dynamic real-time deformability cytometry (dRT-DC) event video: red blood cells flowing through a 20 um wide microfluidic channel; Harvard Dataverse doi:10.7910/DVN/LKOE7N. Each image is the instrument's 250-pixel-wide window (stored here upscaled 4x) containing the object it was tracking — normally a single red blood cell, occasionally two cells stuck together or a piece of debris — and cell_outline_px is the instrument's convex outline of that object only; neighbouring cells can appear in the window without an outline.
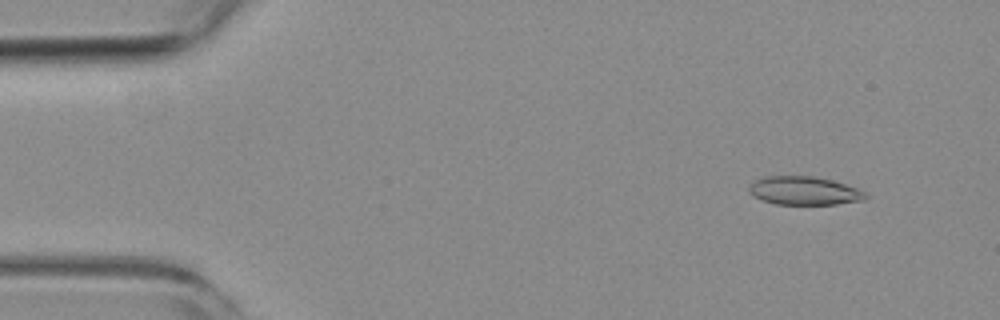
{"species": "common noctule bat (a hibernating species)", "species_latin": "Nyctalus noctula", "temperature_condition": "room temperature", "stored_images_in_passage": 50, "camera_frame_rate_fps": 3000, "um_per_image_px": 0.085, "animal": {"sex": "female", "body_mass_g": 19.3, "forearm_length_mm": 54.1}, "frame": {"image": 1, "passage_image": 1, "time_ms": 0.0, "image_size_px": [1000, 320], "cell_outline_px": [[868, 196], [864, 200], [836, 204], [776, 204], [764, 200], [748, 192], [748, 188], [756, 180], [764, 176], [812, 176], [832, 180], [856, 188], [864, 192]], "centroid_in_image_um": [68.36, 16.21], "position_along_channel_um": 16.6, "area_um2": 19.02}}
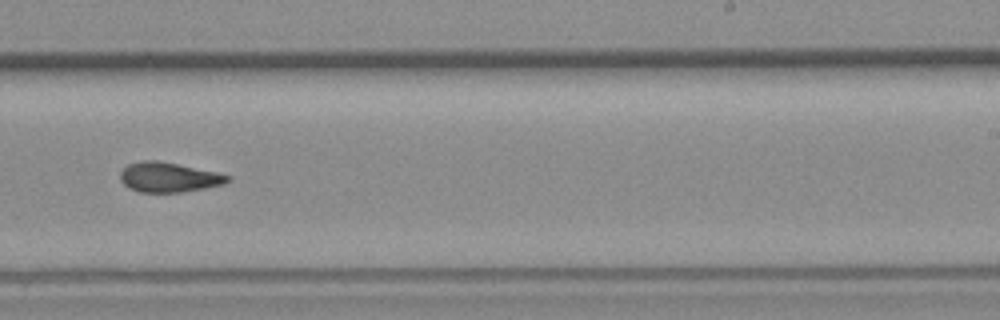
{"frame": {"image": 2, "passage_image": 29, "time_ms": 9.333, "image_size_px": [1000, 320], "cell_outline_px": [[228, 180], [224, 184], [204, 188], [180, 192], [140, 192], [128, 188], [120, 180], [120, 172], [128, 164], [144, 160], [156, 160], [216, 172], [228, 176]], "centroid_in_image_um": [14.28, 15.07], "position_along_channel_um": 274.7, "area_um2": 18.32}}
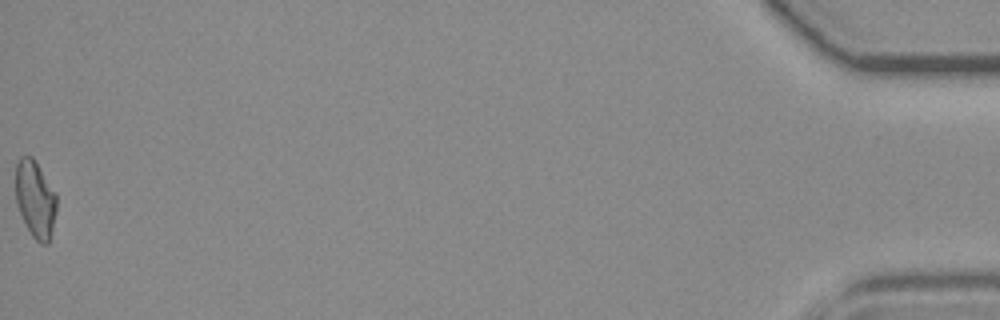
{"frame": {"image": 3, "passage_image": 50, "time_ms": 16.333, "image_size_px": [1000, 320], "cell_outline_px": [[56, 212], [48, 244], [40, 244], [32, 236], [16, 204], [16, 164], [20, 156], [32, 156], [56, 192]], "centroid_in_image_um": [3.0, 16.91], "position_along_channel_um": 432.2, "area_um2": 18.26}, "authors_computed_cell_mechanics": {"area_um2": 18.5538, "velocity_mm_per_s": 3.8037, "shape_relaxation_time_tau1_ms": null, "shape_relaxation_time_tau2_ms": 4.1081, "deformation_change_tau1": null, "deformation_change_tau2": 0.1203}}